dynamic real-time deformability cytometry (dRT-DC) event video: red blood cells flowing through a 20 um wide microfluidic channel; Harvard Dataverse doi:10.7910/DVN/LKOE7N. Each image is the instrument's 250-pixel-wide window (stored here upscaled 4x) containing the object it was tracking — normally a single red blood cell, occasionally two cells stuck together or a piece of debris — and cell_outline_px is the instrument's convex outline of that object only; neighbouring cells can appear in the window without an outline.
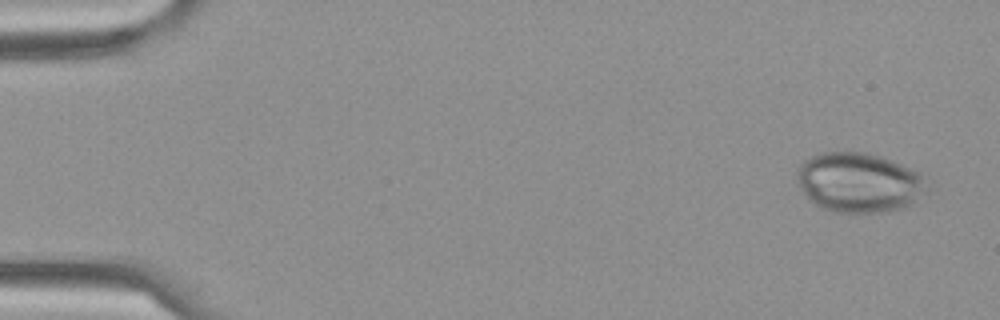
{"species": "Egyptian fruit bat (a non-hibernating species)", "species_latin": "Rousettus aegyptiacus", "temperature_condition": "cold", "stored_images_in_passage": 4, "camera_frame_rate_fps": 3000, "um_per_image_px": 0.085, "frame": {"image": 1, "passage_image": 1, "time_ms": 0.0, "image_size_px": [1000, 320], "cell_outline_px": [[932, 188], [928, 192], [912, 204], [904, 208], [888, 212], [832, 212], [820, 208], [808, 200], [800, 188], [796, 176], [796, 168], [804, 160], [812, 156], [824, 152], [864, 152], [880, 156], [892, 160], [920, 172]], "centroid_in_image_um": [73.05, 15.53], "position_along_channel_um": 12.0, "area_um2": 46.12}}